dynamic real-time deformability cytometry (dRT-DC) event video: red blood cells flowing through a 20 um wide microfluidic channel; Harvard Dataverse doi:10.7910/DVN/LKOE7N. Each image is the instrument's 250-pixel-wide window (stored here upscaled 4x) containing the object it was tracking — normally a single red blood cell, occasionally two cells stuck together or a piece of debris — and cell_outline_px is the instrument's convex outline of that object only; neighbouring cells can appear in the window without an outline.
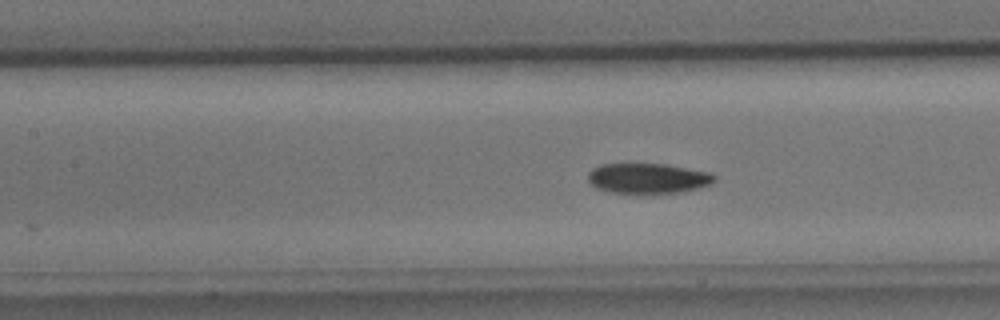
{"species": "common noctule bat (a hibernating species)", "species_latin": "Nyctalus noctula", "temperature_condition": "cold", "stored_images_in_passage": 5, "camera_frame_rate_fps": 3000, "um_per_image_px": 0.085, "animal": {"sex": "male", "body_mass_g": 15.6}, "frame": {"image": 1, "passage_image": 5, "time_ms": 4.667, "image_size_px": [1000, 320], "cell_outline_px": [[716, 180], [712, 184], [700, 188], [680, 192], [612, 192], [596, 188], [588, 180], [588, 172], [592, 168], [604, 164], [664, 164], [708, 172], [716, 176]], "centroid_in_image_um": [55.09, 15.15], "position_along_channel_um": 152.3, "area_um2": 21.91}}